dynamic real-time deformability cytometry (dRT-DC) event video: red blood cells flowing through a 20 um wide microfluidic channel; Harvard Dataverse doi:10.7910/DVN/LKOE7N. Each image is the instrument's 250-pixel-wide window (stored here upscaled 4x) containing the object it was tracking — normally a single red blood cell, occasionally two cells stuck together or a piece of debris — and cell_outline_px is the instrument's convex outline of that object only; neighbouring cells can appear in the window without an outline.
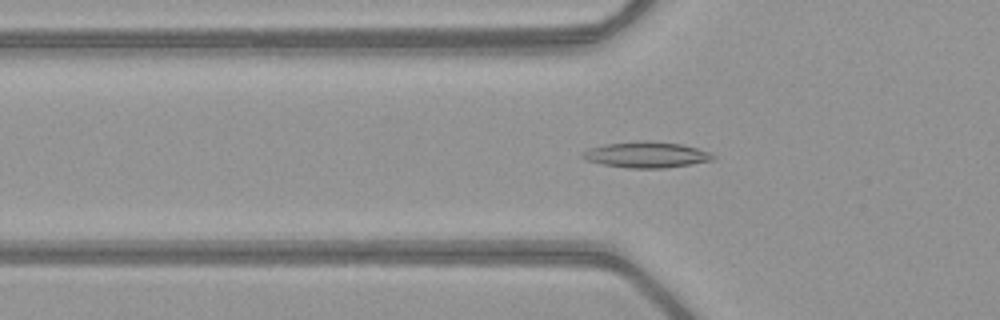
{"species": "common noctule bat (a hibernating species)", "species_latin": "Nyctalus noctula", "temperature_condition": "warm", "stored_images_in_passage": 51, "camera_frame_rate_fps": 3000, "um_per_image_px": 0.085, "animal": {"sex": "female", "body_mass_g": 21.9}, "frame": {"image": 1, "passage_image": 18, "time_ms": 5.667, "image_size_px": [1000, 320], "cell_outline_px": [[716, 156], [712, 160], [692, 164], [664, 168], [628, 168], [600, 164], [584, 160], [580, 156], [584, 152], [592, 148], [608, 144], [644, 140], [680, 144], [696, 148], [708, 152]], "centroid_in_image_um": [54.93, 13.17], "position_along_channel_um": 70.9, "area_um2": 19.48}}
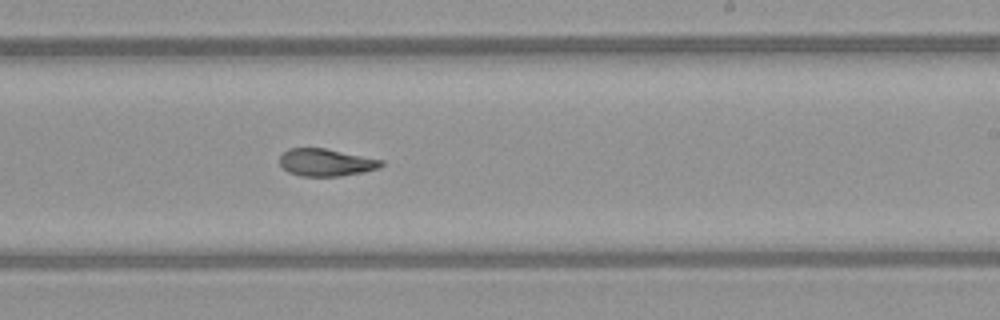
{"frame": {"image": 2, "passage_image": 32, "time_ms": 10.333, "image_size_px": [1000, 320], "cell_outline_px": [[384, 164], [380, 168], [364, 172], [340, 176], [300, 176], [288, 172], [280, 164], [280, 156], [288, 148], [324, 148], [384, 160]], "centroid_in_image_um": [27.73, 13.81], "position_along_channel_um": 261.3, "area_um2": 16.24}}
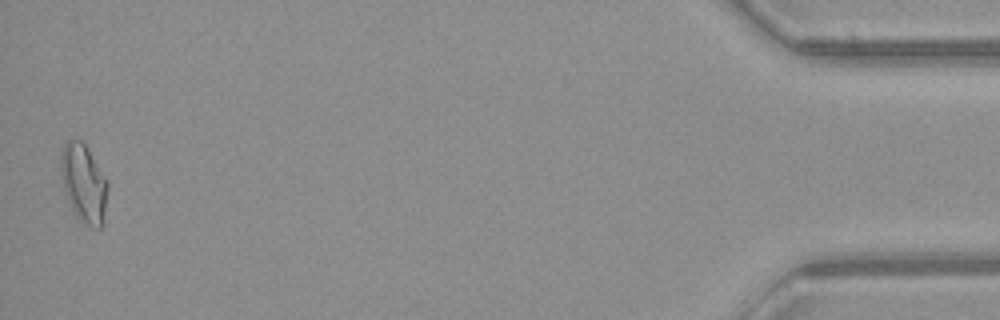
{"frame": {"image": 3, "passage_image": 51, "time_ms": 16.667, "image_size_px": [1000, 320], "cell_outline_px": [[108, 188], [104, 224], [100, 228], [92, 228], [80, 220], [76, 216], [64, 192], [60, 176], [60, 156], [64, 144], [68, 140], [80, 140], [84, 144], [108, 184]], "centroid_in_image_um": [7.1, 15.63], "position_along_channel_um": 428.1, "area_um2": 21.27}, "authors_computed_cell_mechanics": {"area_um2": 17.629, "velocity_mm_per_s": 4.0637, "shape_relaxation_time_tau1_ms": null, "shape_relaxation_time_tau2_ms": 1.6251, "deformation_change_tau1": null, "deformation_change_tau2": 0.0721}}